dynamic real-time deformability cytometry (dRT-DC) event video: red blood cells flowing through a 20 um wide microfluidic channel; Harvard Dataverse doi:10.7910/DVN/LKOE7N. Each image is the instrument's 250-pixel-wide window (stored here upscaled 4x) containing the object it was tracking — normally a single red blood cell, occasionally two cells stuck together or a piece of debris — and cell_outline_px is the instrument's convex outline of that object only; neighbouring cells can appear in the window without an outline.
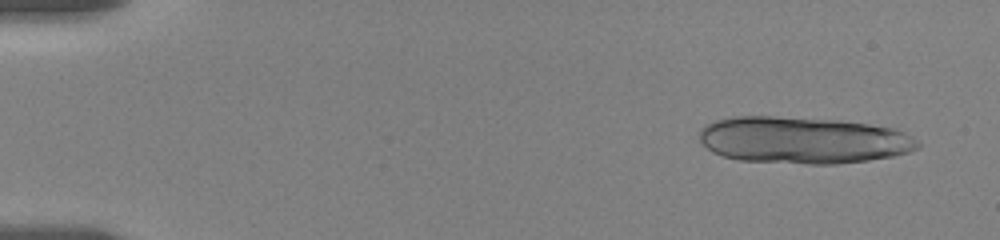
{"species": "human", "species_latin": "Homo sapiens", "temperature_condition": "room temperature", "stored_images_in_passage": 17, "camera_frame_rate_fps": 3000, "um_per_image_px": 0.085, "donor": {"sex": "female"}, "frame": {"image": 1, "passage_image": 3, "time_ms": 0.667, "image_size_px": [1000, 240], "cell_outline_px": [[920, 148], [908, 152], [892, 156], [868, 160], [836, 164], [808, 164], [740, 160], [724, 156], [712, 152], [700, 140], [700, 128], [704, 124], [716, 120], [732, 116], [772, 116], [840, 120], [868, 124], [892, 128], [904, 132], [912, 136], [920, 144]], "centroid_in_image_um": [68.25, 11.91], "position_along_channel_um": 16.7, "area_um2": 59.71}}